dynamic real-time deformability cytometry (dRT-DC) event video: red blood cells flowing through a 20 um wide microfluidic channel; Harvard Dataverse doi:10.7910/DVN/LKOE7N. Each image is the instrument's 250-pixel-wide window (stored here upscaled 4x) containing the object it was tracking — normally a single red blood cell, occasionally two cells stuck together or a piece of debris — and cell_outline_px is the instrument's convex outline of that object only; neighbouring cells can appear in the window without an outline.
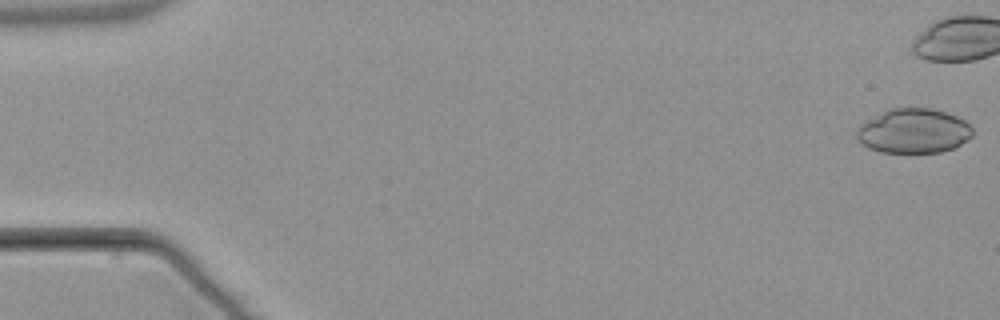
{"species": "common noctule bat (a hibernating species)", "species_latin": "Nyctalus noctula", "temperature_condition": "warm", "stored_images_in_passage": 43, "camera_frame_rate_fps": 3000, "um_per_image_px": 0.085, "animal": {"sex": "male", "body_mass_g": 21.5, "forearm_length_mm": 52.0}, "frame": {"image": 1, "passage_image": 1, "time_ms": 0.0, "image_size_px": [1000, 320], "cell_outline_px": [[972, 136], [968, 140], [952, 148], [940, 152], [880, 152], [868, 148], [860, 144], [856, 136], [856, 128], [860, 124], [892, 108], [932, 108], [956, 116], [964, 120], [972, 128]], "centroid_in_image_um": [77.64, 11.14], "position_along_channel_um": 7.4, "area_um2": 29.94}}